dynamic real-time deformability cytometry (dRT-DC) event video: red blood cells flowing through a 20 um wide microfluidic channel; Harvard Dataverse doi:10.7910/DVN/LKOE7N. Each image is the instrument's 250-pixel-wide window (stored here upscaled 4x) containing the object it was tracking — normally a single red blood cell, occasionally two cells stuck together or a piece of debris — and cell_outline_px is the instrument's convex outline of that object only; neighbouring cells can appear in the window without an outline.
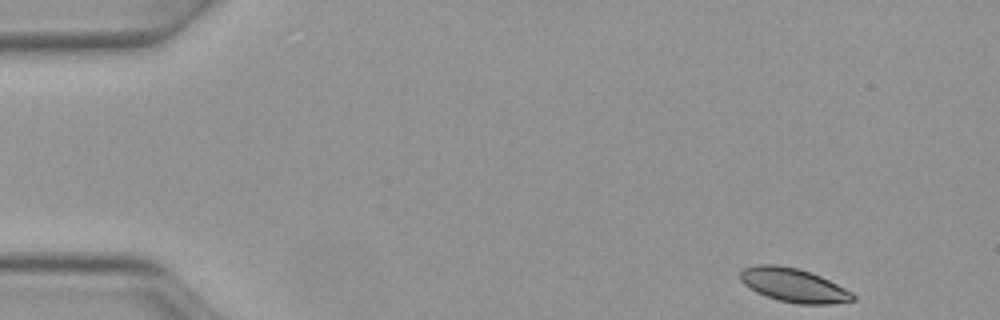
{"species": "Egyptian fruit bat (a non-hibernating species)", "species_latin": "Rousettus aegyptiacus", "temperature_condition": "warm", "stored_images_in_passage": 47, "camera_frame_rate_fps": 3000, "um_per_image_px": 0.085, "animal": {"sex": "female"}, "frame": {"image": 1, "passage_image": 1, "time_ms": 0.0, "image_size_px": [1000, 320], "cell_outline_px": [[856, 300], [828, 304], [800, 304], [780, 300], [764, 296], [756, 292], [744, 284], [740, 280], [740, 272], [744, 268], [756, 264], [776, 264], [796, 268], [820, 276], [852, 292], [856, 296]], "centroid_in_image_um": [67.43, 24.24], "position_along_channel_um": 17.6, "area_um2": 22.02}}
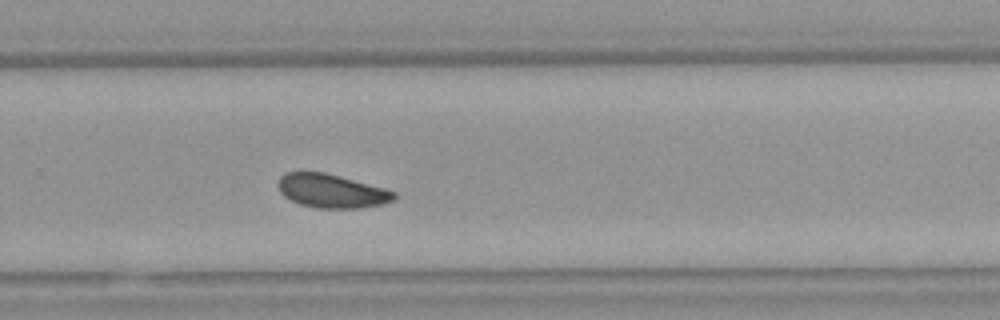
{"frame": {"image": 2, "passage_image": 30, "time_ms": 9.667, "image_size_px": [1000, 320], "cell_outline_px": [[396, 196], [392, 200], [384, 204], [360, 208], [316, 208], [300, 204], [284, 196], [280, 192], [280, 176], [284, 172], [324, 172], [384, 188], [396, 192]], "centroid_in_image_um": [28.2, 16.24], "position_along_channel_um": 301.6, "area_um2": 22.54}}
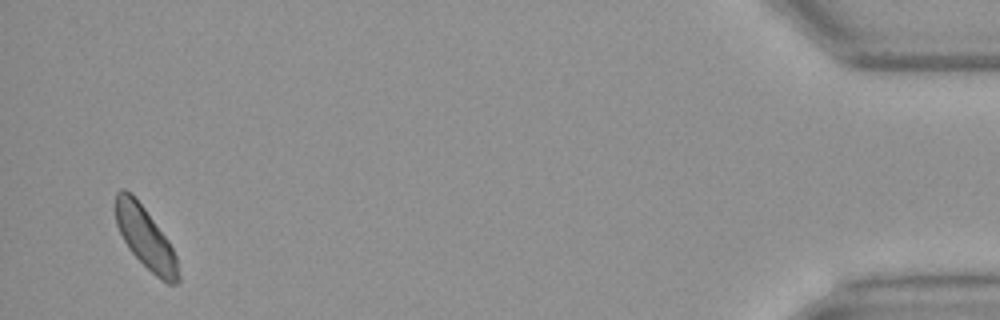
{"frame": {"image": 3, "passage_image": 45, "time_ms": 14.667, "image_size_px": [1000, 320], "cell_outline_px": [[180, 280], [176, 284], [168, 284], [160, 280], [128, 248], [116, 224], [116, 192], [120, 188], [124, 188], [132, 192], [168, 240], [176, 256], [180, 276]], "centroid_in_image_um": [12.37, 20.22], "position_along_channel_um": 422.8, "area_um2": 22.25}}